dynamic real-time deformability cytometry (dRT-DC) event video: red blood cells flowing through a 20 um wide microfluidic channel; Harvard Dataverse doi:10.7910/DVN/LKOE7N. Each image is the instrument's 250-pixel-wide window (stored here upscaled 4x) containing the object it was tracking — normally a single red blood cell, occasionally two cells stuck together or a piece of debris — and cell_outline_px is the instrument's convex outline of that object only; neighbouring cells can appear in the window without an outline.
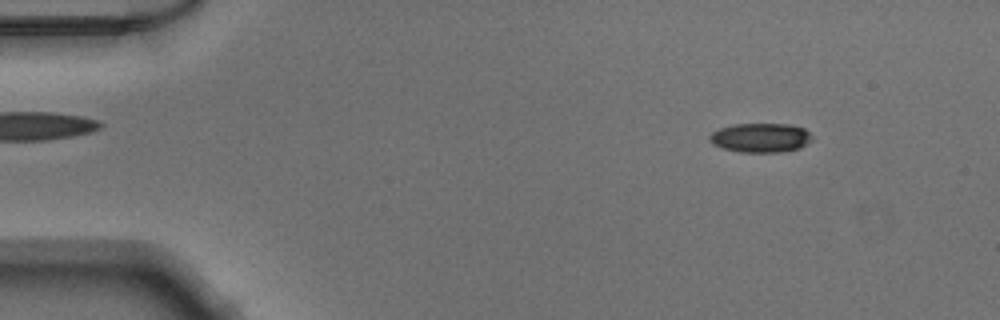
{"species": "Egyptian fruit bat (a non-hibernating species)", "species_latin": "Rousettus aegyptiacus", "temperature_condition": "warm", "stored_images_in_passage": 50, "camera_frame_rate_fps": 3000, "um_per_image_px": 0.085, "animal": {"sex": "male"}, "frame": {"image": 1, "passage_image": 6, "time_ms": 1.667, "image_size_px": [1000, 320], "cell_outline_px": [[812, 140], [800, 148], [784, 152], [740, 152], [724, 148], [712, 144], [708, 140], [708, 136], [712, 132], [720, 128], [732, 124], [788, 124], [804, 128], [812, 136]], "centroid_in_image_um": [64.64, 11.71], "position_along_channel_um": 20.4, "area_um2": 17.57}}
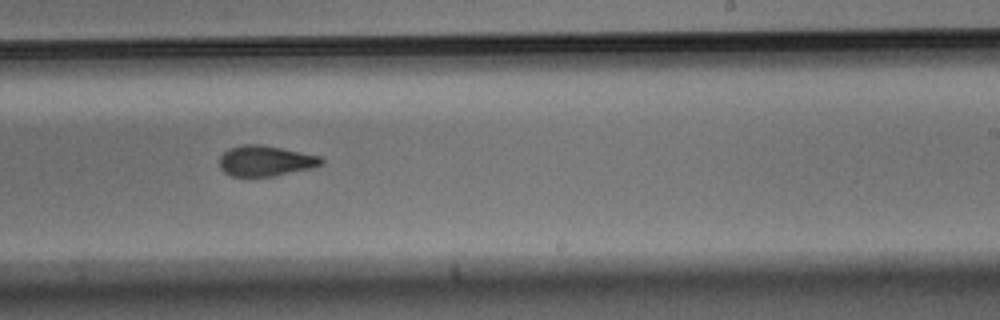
{"frame": {"image": 2, "passage_image": 31, "time_ms": 10.0, "image_size_px": [1000, 320], "cell_outline_px": [[324, 164], [312, 168], [272, 176], [232, 176], [224, 172], [220, 168], [220, 156], [228, 148], [244, 144], [260, 144], [320, 156], [324, 160]], "centroid_in_image_um": [22.56, 13.67], "position_along_channel_um": 266.4, "area_um2": 18.03}}
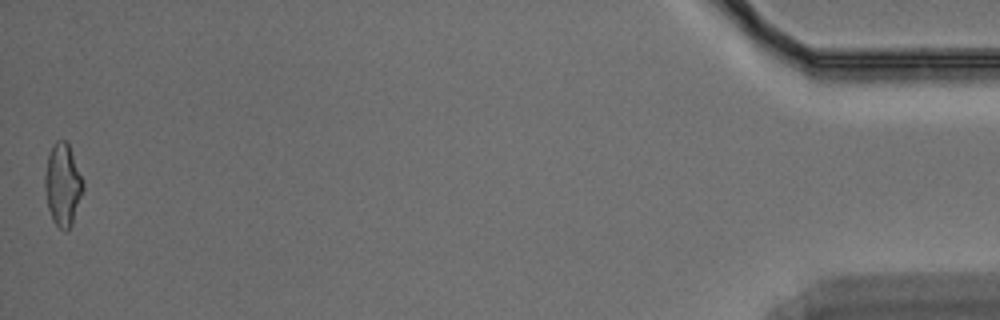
{"frame": {"image": 3, "passage_image": 50, "time_ms": 16.333, "image_size_px": [1000, 320], "cell_outline_px": [[84, 188], [72, 224], [68, 232], [64, 232], [52, 220], [48, 208], [44, 188], [44, 176], [48, 156], [56, 140], [64, 140], [68, 144], [84, 184]], "centroid_in_image_um": [5.32, 15.76], "position_along_channel_um": 429.9, "area_um2": 18.15}}